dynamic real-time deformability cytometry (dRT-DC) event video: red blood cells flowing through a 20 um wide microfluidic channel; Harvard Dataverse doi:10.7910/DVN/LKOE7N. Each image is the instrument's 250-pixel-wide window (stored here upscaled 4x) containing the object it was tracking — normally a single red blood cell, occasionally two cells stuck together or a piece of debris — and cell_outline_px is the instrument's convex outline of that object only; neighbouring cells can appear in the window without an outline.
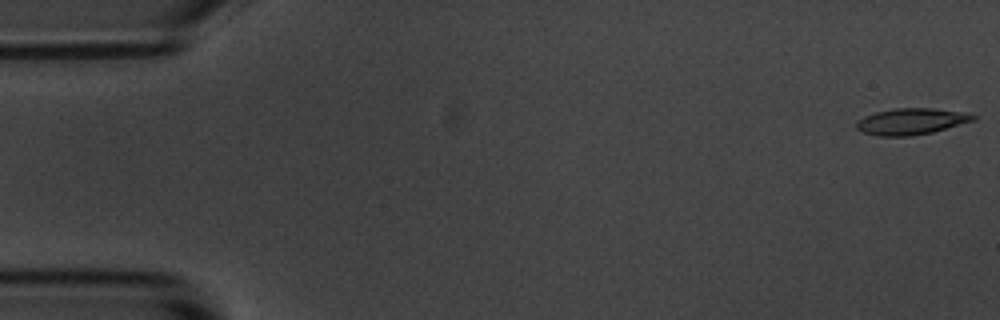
{"species": "common noctule bat (a hibernating species)", "species_latin": "Nyctalus noctula", "temperature_condition": "room temperature", "stored_images_in_passage": 5, "camera_frame_rate_fps": 3000, "um_per_image_px": 0.085, "animal": {"sex": "male", "body_mass_g": 20.1, "forearm_length_mm": 53.5}, "frame": {"image": 1, "passage_image": 1, "time_ms": 0.0, "image_size_px": [1000, 320], "cell_outline_px": [[976, 120], [932, 132], [912, 136], [876, 136], [864, 132], [856, 128], [856, 120], [864, 116], [876, 112], [896, 108], [932, 108], [968, 112], [976, 116]], "centroid_in_image_um": [77.47, 10.32], "position_along_channel_um": 7.5, "area_um2": 18.03}}
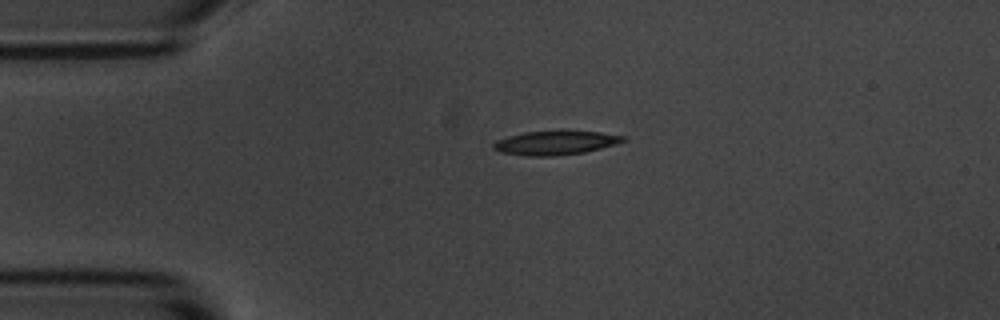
{"frame": {"image": 2, "passage_image": 4, "time_ms": 3.667, "image_size_px": [1000, 320], "cell_outline_px": [[628, 140], [616, 144], [584, 152], [556, 156], [528, 156], [500, 152], [492, 148], [492, 144], [496, 140], [508, 136], [524, 132], [560, 128], [564, 128], [600, 132], [628, 136]], "centroid_in_image_um": [47.25, 12.09], "position_along_channel_um": 37.8, "area_um2": 19.07}}